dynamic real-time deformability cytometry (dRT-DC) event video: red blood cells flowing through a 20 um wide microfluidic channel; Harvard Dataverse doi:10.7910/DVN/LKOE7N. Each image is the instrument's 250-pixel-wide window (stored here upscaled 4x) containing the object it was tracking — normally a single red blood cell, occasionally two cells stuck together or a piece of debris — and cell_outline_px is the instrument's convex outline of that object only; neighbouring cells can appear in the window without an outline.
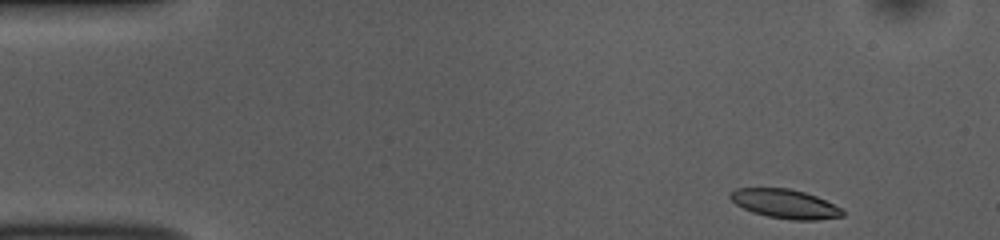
{"species": "common noctule bat (a hibernating species)", "species_latin": "Nyctalus noctula", "temperature_condition": "room temperature", "stored_images_in_passage": 12, "camera_frame_rate_fps": 3000, "um_per_image_px": 0.085, "animal": {"sex": "female", "body_mass_g": 10.0, "forearm_length_mm": 53.1}, "frame": {"image": 1, "passage_image": 1, "time_ms": 0.0, "image_size_px": [1000, 240], "cell_outline_px": [[844, 216], [816, 220], [792, 220], [768, 216], [752, 212], [736, 204], [728, 196], [728, 192], [736, 188], [788, 188], [804, 192], [816, 196], [844, 208]], "centroid_in_image_um": [66.74, 17.32], "position_along_channel_um": 18.3, "area_um2": 19.13}}